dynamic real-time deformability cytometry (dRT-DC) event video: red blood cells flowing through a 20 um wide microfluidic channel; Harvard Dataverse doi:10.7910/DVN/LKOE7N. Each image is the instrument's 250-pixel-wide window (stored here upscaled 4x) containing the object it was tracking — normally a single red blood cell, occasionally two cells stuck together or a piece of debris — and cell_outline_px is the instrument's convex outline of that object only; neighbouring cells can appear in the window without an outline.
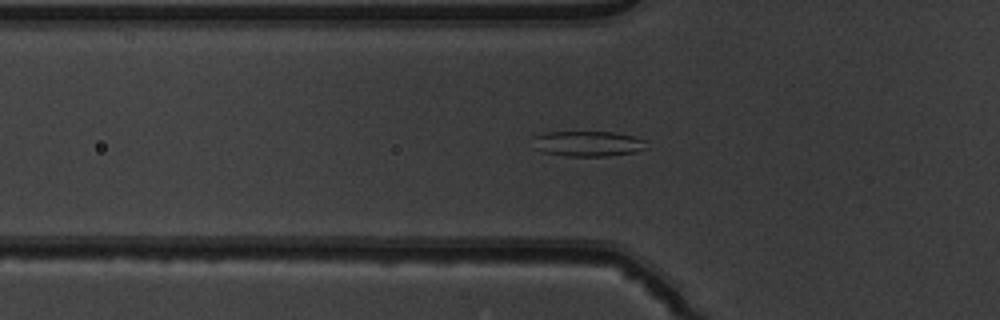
{"species": "common noctule bat (a hibernating species)", "species_latin": "Nyctalus noctula", "temperature_condition": "warm", "stored_images_in_passage": 51, "camera_frame_rate_fps": 3000, "um_per_image_px": 0.085, "animal": {"sex": "male", "body_mass_g": 19.5, "forearm_length_mm": 54.6}, "frame": {"image": 1, "passage_image": 19, "time_ms": 6.0, "image_size_px": [1000, 320], "cell_outline_px": [[648, 148], [636, 152], [604, 156], [564, 156], [544, 152], [532, 148], [532, 136], [544, 132], [612, 132], [632, 136], [648, 140]], "centroid_in_image_um": [49.95, 12.21], "position_along_channel_um": 75.9, "area_um2": 17.17}}
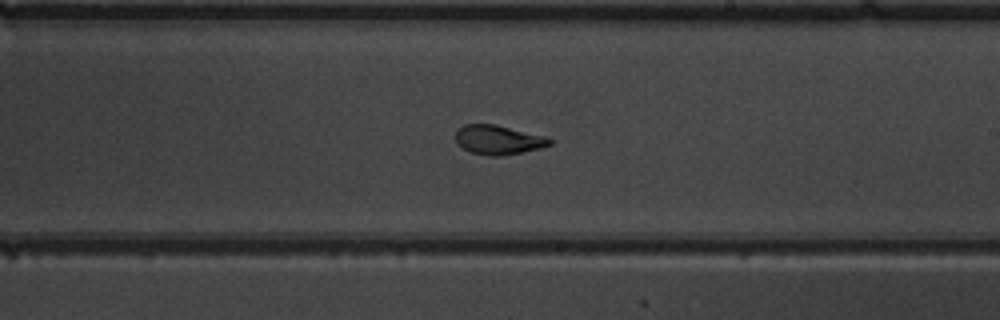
{"frame": {"image": 2, "passage_image": 32, "time_ms": 10.333, "image_size_px": [1000, 320], "cell_outline_px": [[552, 144], [540, 148], [524, 152], [500, 156], [488, 156], [472, 152], [456, 144], [456, 128], [464, 124], [496, 124], [548, 136], [552, 140]], "centroid_in_image_um": [42.37, 11.87], "position_along_channel_um": 246.6, "area_um2": 16.36}}
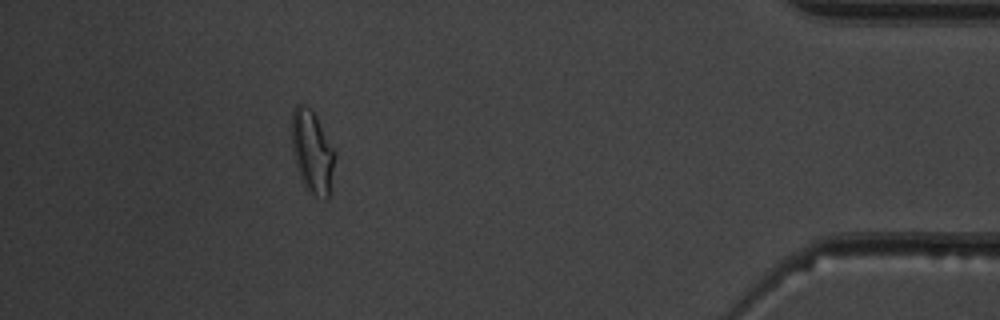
{"frame": {"image": 3, "passage_image": 48, "time_ms": 15.667, "image_size_px": [1000, 320], "cell_outline_px": [[336, 156], [328, 196], [324, 200], [316, 196], [304, 188], [296, 168], [292, 148], [292, 112], [296, 104], [304, 104], [316, 116], [336, 152]], "centroid_in_image_um": [26.53, 12.92], "position_along_channel_um": 408.7, "area_um2": 20.81}}